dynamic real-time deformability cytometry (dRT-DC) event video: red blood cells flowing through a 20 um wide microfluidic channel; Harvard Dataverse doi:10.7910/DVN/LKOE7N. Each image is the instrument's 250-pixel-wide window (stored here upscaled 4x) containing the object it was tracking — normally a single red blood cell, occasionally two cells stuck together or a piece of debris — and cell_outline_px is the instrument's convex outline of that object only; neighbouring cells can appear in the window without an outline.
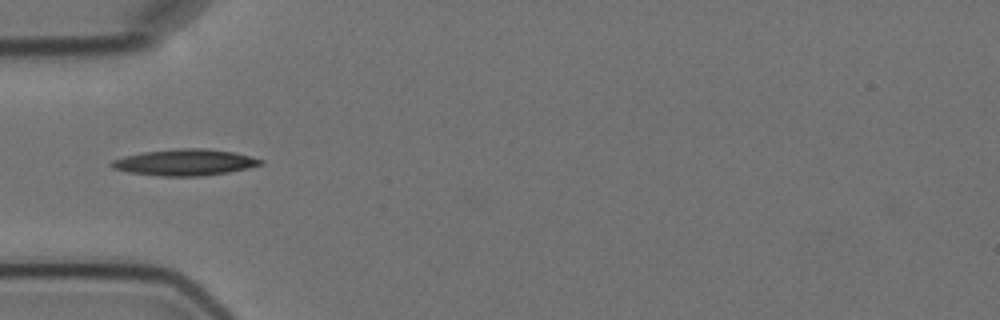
{"species": "Egyptian fruit bat (a non-hibernating species)", "species_latin": "Rousettus aegyptiacus", "temperature_condition": "cold", "stored_images_in_passage": 10, "camera_frame_rate_fps": 3000, "um_per_image_px": 0.085, "animal": {"sex": "female"}, "frame": {"image": 1, "passage_image": 2, "time_ms": 1.333, "image_size_px": [1000, 320], "cell_outline_px": [[264, 164], [248, 168], [228, 172], [200, 176], [160, 176], [128, 172], [112, 168], [108, 164], [112, 160], [124, 156], [144, 152], [176, 148], [204, 148], [232, 152], [264, 160]], "centroid_in_image_um": [15.68, 13.8], "position_along_channel_um": 69.3, "area_um2": 22.83}}
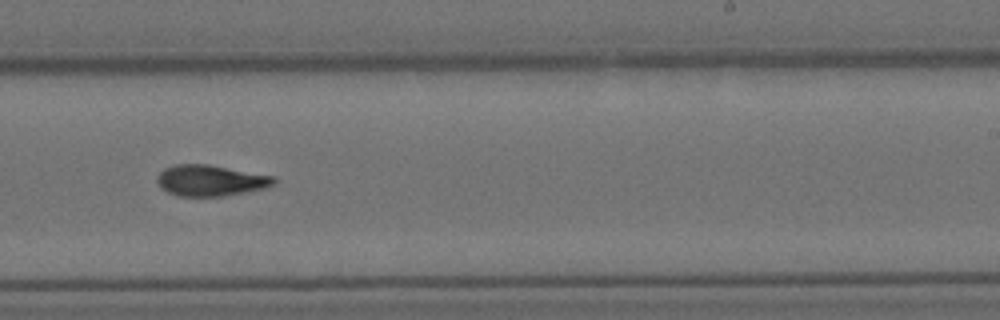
{"frame": {"image": 2, "passage_image": 7, "time_ms": 7.0, "image_size_px": [1000, 320], "cell_outline_px": [[276, 184], [264, 188], [224, 196], [180, 196], [168, 192], [160, 188], [156, 180], [156, 176], [164, 168], [172, 164], [208, 164], [276, 176]], "centroid_in_image_um": [17.88, 15.33], "position_along_channel_um": 271.1, "area_um2": 21.33}}
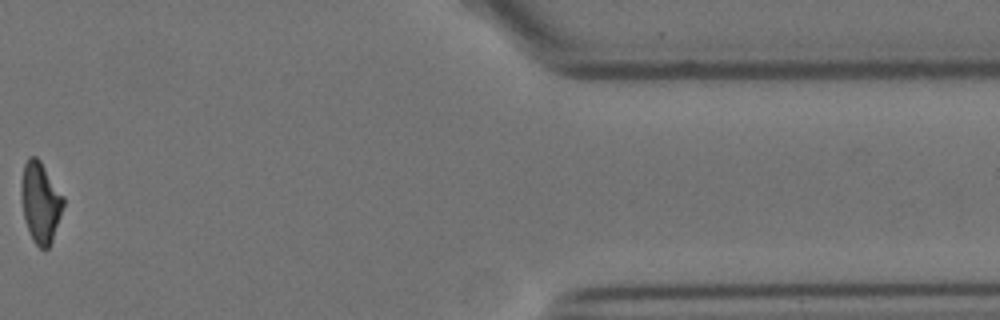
{"frame": {"image": 3, "passage_image": 10, "time_ms": 12.333, "image_size_px": [1000, 320], "cell_outline_px": [[64, 204], [52, 240], [48, 248], [40, 248], [32, 240], [24, 216], [20, 196], [20, 184], [24, 164], [28, 156], [36, 156], [40, 160], [64, 196]], "centroid_in_image_um": [3.42, 17.15], "position_along_channel_um": 408.0, "area_um2": 19.77}}